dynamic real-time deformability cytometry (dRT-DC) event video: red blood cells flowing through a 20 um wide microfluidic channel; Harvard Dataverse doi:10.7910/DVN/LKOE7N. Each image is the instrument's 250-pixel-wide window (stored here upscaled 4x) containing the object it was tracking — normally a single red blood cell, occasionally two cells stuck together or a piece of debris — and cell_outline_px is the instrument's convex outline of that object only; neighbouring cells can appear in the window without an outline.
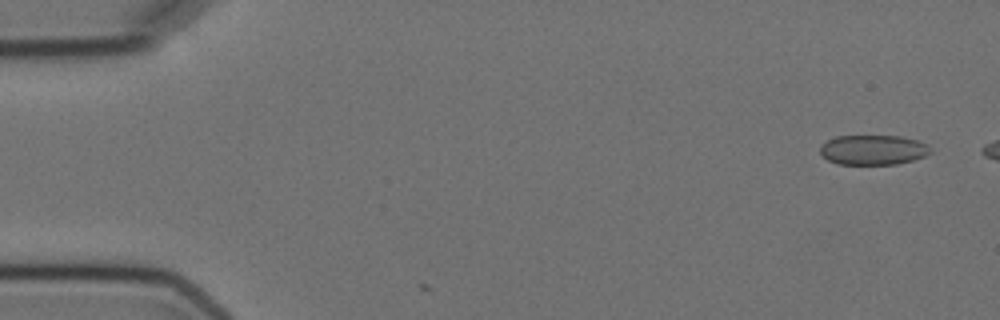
{"species": "Egyptian fruit bat (a non-hibernating species)", "species_latin": "Rousettus aegyptiacus", "temperature_condition": "cold", "stored_images_in_passage": 3, "camera_frame_rate_fps": 3000, "um_per_image_px": 0.085, "animal": {"sex": "female"}, "frame": {"image": 1, "passage_image": 1, "time_ms": 0.0, "image_size_px": [1000, 320], "cell_outline_px": [[932, 152], [924, 156], [912, 160], [896, 164], [840, 164], [828, 160], [820, 152], [820, 144], [836, 136], [900, 136], [916, 140], [928, 144]], "centroid_in_image_um": [74.21, 12.73], "position_along_channel_um": 10.8, "area_um2": 19.13}}